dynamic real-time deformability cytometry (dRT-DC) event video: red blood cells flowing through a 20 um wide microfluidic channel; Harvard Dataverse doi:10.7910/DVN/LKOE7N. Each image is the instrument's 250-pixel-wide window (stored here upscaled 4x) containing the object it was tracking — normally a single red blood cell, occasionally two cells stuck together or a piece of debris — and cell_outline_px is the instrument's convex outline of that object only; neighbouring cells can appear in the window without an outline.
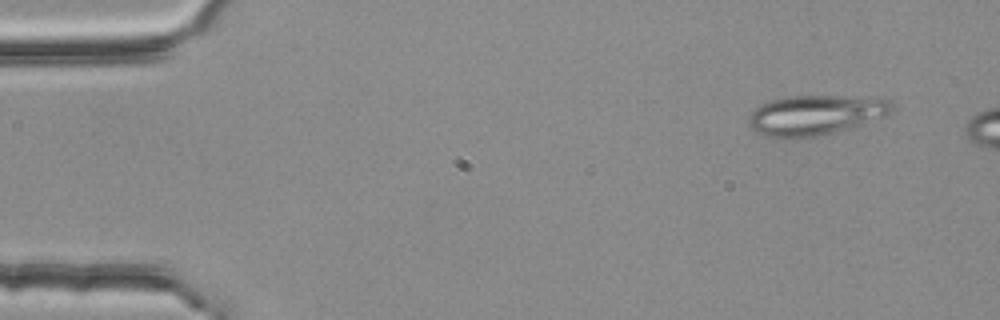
{"species": "common noctule bat (a hibernating species)", "species_latin": "Nyctalus noctula", "temperature_condition": "room temperature", "stored_images_in_passage": 3, "camera_frame_rate_fps": 3000, "um_per_image_px": 0.085, "animal": {"sex": "female", "body_mass_g": 25.1}, "frame": {"image": 1, "passage_image": 1, "time_ms": 0.0, "image_size_px": [1000, 320], "cell_outline_px": [[892, 108], [884, 116], [860, 124], [832, 132], [816, 136], [768, 136], [756, 132], [748, 124], [748, 116], [760, 104], [772, 100], [788, 96], [884, 96], [892, 100]], "centroid_in_image_um": [69.35, 9.72], "position_along_channel_um": 15.7, "area_um2": 32.89}}